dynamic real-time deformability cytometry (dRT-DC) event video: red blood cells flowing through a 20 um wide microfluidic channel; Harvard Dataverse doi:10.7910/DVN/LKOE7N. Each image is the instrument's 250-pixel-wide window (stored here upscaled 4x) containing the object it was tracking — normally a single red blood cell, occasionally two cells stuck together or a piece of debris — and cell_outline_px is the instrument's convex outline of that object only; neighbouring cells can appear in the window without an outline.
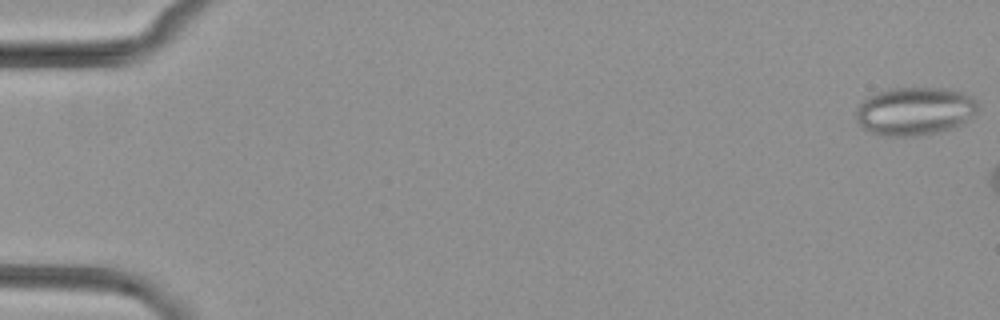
{"species": "common noctule bat (a hibernating species)", "species_latin": "Nyctalus noctula", "temperature_condition": "cold", "stored_images_in_passage": 3, "camera_frame_rate_fps": 3000, "um_per_image_px": 0.085, "animal": {"sex": "female", "body_mass_g": 29.2, "forearm_length_mm": 56.3}, "frame": {"image": 1, "passage_image": 1, "time_ms": 0.0, "image_size_px": [1000, 320], "cell_outline_px": [[976, 112], [964, 124], [956, 128], [940, 132], [916, 136], [876, 136], [864, 128], [856, 120], [856, 108], [868, 96], [892, 88], [948, 88], [964, 92], [972, 96], [976, 100]], "centroid_in_image_um": [77.78, 9.46], "position_along_channel_um": 7.2, "area_um2": 34.62}}